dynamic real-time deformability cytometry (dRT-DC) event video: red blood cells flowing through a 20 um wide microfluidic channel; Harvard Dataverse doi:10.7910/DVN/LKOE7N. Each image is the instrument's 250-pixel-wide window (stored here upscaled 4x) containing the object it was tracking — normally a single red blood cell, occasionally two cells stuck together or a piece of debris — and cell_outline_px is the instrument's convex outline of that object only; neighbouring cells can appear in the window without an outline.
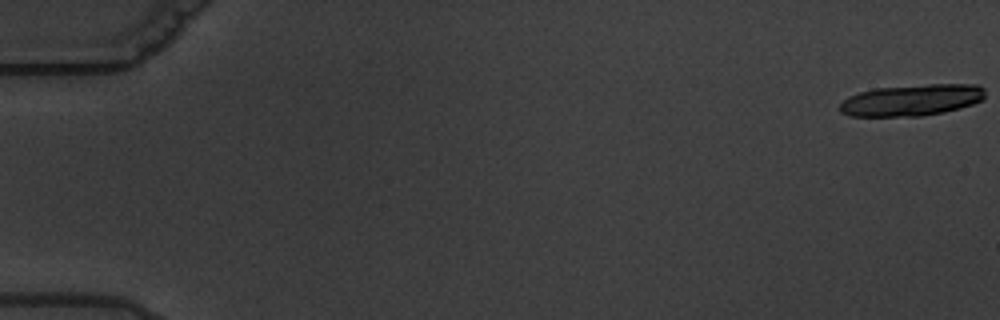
{"species": "common noctule bat (a hibernating species)", "species_latin": "Nyctalus noctula", "temperature_condition": "warm", "stored_images_in_passage": 11, "camera_frame_rate_fps": 3000, "um_per_image_px": 0.085, "animal": {"sex": "male", "body_mass_g": 19.5, "forearm_length_mm": 54.6}, "frame": {"image": 1, "passage_image": 1, "time_ms": 0.0, "image_size_px": [1000, 320], "cell_outline_px": [[984, 96], [980, 100], [972, 104], [960, 108], [944, 112], [920, 116], [848, 116], [840, 112], [840, 104], [848, 96], [860, 92], [876, 88], [928, 84], [976, 84], [984, 88]], "centroid_in_image_um": [77.48, 8.51], "position_along_channel_um": 7.5, "area_um2": 26.59}}
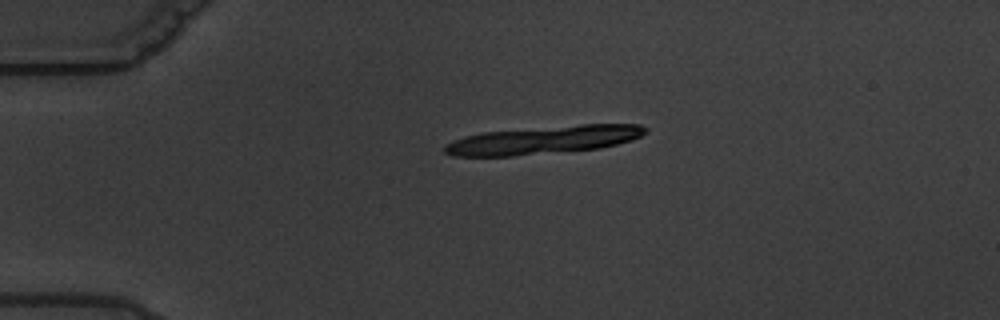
{"frame": {"image": 2, "passage_image": 5, "time_ms": 4.667, "image_size_px": [1000, 320], "cell_outline_px": [[648, 132], [632, 140], [600, 148], [512, 156], [452, 156], [444, 152], [444, 144], [452, 140], [464, 136], [484, 132], [580, 124], [640, 124], [648, 128]], "centroid_in_image_um": [46.2, 11.89], "position_along_channel_um": 38.8, "area_um2": 32.83}}